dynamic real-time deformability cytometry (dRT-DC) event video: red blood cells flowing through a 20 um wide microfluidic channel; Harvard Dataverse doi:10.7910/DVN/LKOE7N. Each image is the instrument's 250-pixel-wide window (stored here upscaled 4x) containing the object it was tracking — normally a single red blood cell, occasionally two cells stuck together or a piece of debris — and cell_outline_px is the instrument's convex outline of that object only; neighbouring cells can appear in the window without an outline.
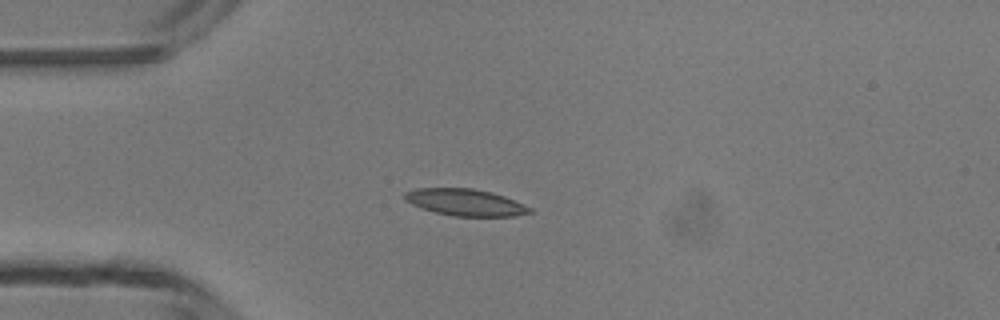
{"species": "common noctule bat (a hibernating species)", "species_latin": "Nyctalus noctula", "temperature_condition": "room temperature", "stored_images_in_passage": 4, "camera_frame_rate_fps": 3000, "um_per_image_px": 0.085, "animal": {"sex": "male", "body_mass_g": 13.3}, "frame": {"image": 1, "passage_image": 3, "time_ms": 3.333, "image_size_px": [1000, 320], "cell_outline_px": [[536, 212], [516, 216], [452, 216], [436, 212], [412, 204], [404, 200], [404, 192], [416, 188], [472, 188], [492, 192], [504, 196], [524, 204], [532, 208]], "centroid_in_image_um": [39.6, 17.2], "position_along_channel_um": 45.4, "area_um2": 19.59}}